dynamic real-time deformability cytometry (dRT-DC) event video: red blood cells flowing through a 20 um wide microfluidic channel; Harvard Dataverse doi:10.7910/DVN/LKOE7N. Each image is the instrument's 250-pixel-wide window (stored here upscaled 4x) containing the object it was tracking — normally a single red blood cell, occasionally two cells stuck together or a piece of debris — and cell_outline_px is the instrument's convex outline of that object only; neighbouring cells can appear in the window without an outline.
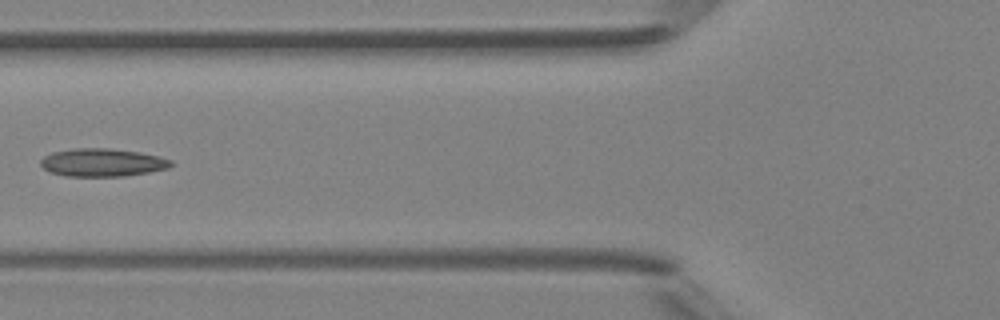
{"species": "Egyptian fruit bat (a non-hibernating species)", "species_latin": "Rousettus aegyptiacus", "temperature_condition": "room temperature", "stored_images_in_passage": 4, "camera_frame_rate_fps": 3000, "um_per_image_px": 0.085, "animal": {"sex": "female"}, "frame": {"image": 1, "passage_image": 4, "time_ms": 3.333, "image_size_px": [1000, 320], "cell_outline_px": [[176, 164], [168, 168], [148, 172], [124, 176], [68, 176], [48, 172], [40, 164], [40, 160], [44, 156], [52, 152], [76, 148], [108, 148], [140, 152], [160, 156], [172, 160]], "centroid_in_image_um": [8.72, 13.81], "position_along_channel_um": 117.1, "area_um2": 21.39}}